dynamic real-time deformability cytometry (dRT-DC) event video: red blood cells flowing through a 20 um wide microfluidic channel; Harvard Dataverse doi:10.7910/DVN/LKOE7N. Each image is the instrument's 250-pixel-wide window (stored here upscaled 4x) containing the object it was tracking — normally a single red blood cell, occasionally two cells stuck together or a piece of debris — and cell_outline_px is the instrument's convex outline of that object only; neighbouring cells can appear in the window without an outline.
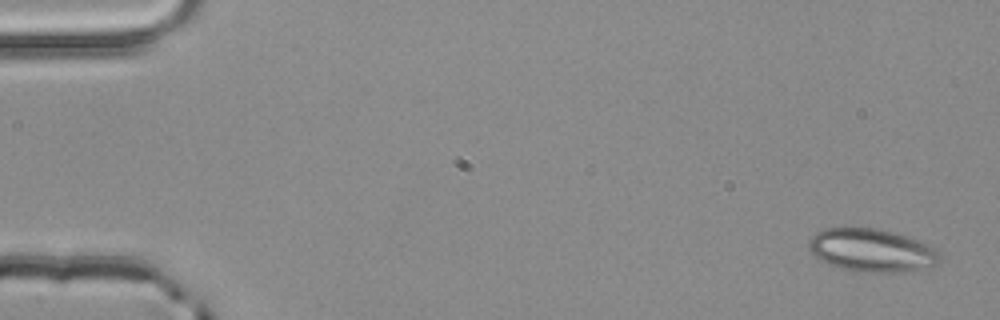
{"species": "common noctule bat (a hibernating species)", "species_latin": "Nyctalus noctula", "temperature_condition": "room temperature", "stored_images_in_passage": 4, "camera_frame_rate_fps": 3000, "um_per_image_px": 0.085, "animal": {"sex": "male", "body_mass_g": 20.4}, "frame": {"image": 1, "passage_image": 1, "time_ms": 0.0, "image_size_px": [1000, 320], "cell_outline_px": [[940, 260], [936, 264], [904, 272], [856, 272], [840, 268], [820, 260], [808, 248], [808, 240], [816, 232], [824, 228], [880, 228], [896, 232], [920, 240], [936, 248], [940, 252]], "centroid_in_image_um": [74.1, 21.26], "position_along_channel_um": 10.9, "area_um2": 33.12}}